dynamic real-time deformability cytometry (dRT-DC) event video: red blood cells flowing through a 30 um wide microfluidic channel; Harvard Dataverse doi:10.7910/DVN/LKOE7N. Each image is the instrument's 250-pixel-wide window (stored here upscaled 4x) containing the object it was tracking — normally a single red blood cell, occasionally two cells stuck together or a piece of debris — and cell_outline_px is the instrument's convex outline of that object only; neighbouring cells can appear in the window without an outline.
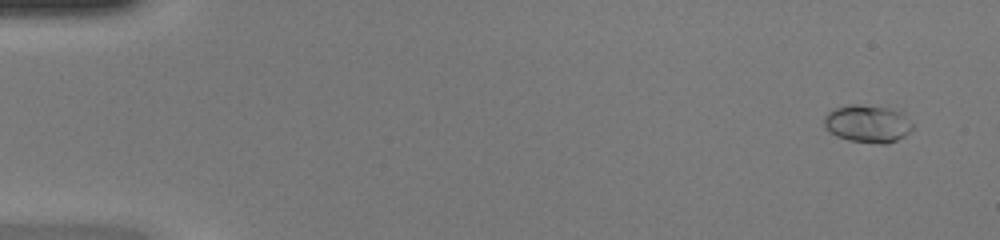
{"species": "common noctule bat (a hibernating species)", "species_latin": "Nyctalus noctula", "temperature_condition": "warm", "stored_images_in_passage": 49, "camera_frame_rate_fps": 3000, "um_per_image_px": 0.085, "animal": {"sex": "female", "body_mass_g": 20.0, "forearm_length_mm": 54.0}, "frame": {"image": 1, "passage_image": 3, "time_ms": 0.667, "image_size_px": [1000, 240], "cell_outline_px": [[912, 128], [904, 136], [896, 140], [884, 144], [880, 144], [848, 140], [836, 136], [828, 132], [824, 128], [824, 116], [832, 108], [848, 104], [860, 104], [888, 108], [900, 112], [912, 124]], "centroid_in_image_um": [73.66, 10.51], "position_along_channel_um": 11.3, "area_um2": 19.42}}
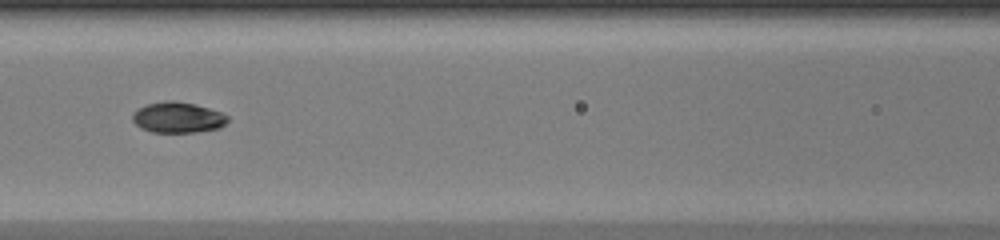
{"frame": {"image": 2, "passage_image": 23, "time_ms": 7.333, "image_size_px": [1000, 240], "cell_outline_px": [[228, 120], [220, 128], [196, 132], [152, 132], [140, 128], [132, 120], [132, 112], [144, 104], [164, 100], [172, 100], [196, 104], [220, 112], [228, 116]], "centroid_in_image_um": [15.07, 9.97], "position_along_channel_um": 151.5, "area_um2": 17.22}}
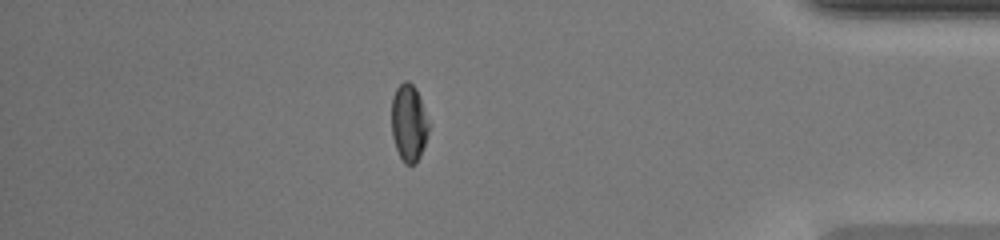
{"frame": {"image": 3, "passage_image": 43, "time_ms": 14.0, "image_size_px": [1000, 240], "cell_outline_px": [[428, 132], [420, 156], [416, 164], [404, 164], [396, 148], [392, 136], [392, 96], [396, 88], [404, 80], [408, 80], [416, 88], [428, 124]], "centroid_in_image_um": [34.72, 10.45], "position_along_channel_um": 400.5, "area_um2": 16.42}, "authors_computed_cell_mechanics": {"area_um2": 17.051, "velocity_mm_per_s": 4.2573, "shape_relaxation_time_tau1_ms": 4.1628, "shape_relaxation_time_tau2_ms": 1.3543, "deformation_change_tau1": 0.1861, "deformation_change_tau2": 0.0341}}